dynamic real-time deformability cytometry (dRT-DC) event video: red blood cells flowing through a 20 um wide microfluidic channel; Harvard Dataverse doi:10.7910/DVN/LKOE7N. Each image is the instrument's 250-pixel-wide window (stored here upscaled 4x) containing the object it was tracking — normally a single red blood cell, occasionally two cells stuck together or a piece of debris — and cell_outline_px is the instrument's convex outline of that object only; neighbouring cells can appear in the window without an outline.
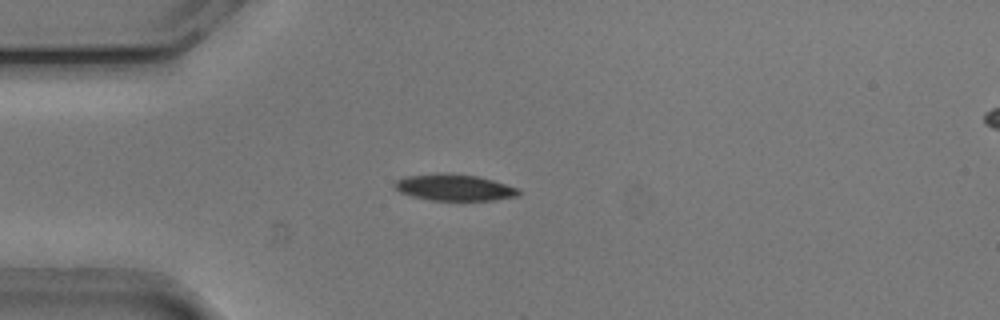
{"species": "common noctule bat (a hibernating species)", "species_latin": "Nyctalus noctula", "temperature_condition": "cold", "stored_images_in_passage": 3, "camera_frame_rate_fps": 3000, "um_per_image_px": 0.085, "animal": {"sex": "male", "body_mass_g": 20.5, "forearm_length_mm": 52.5}, "frame": {"image": 1, "passage_image": 1, "time_ms": 0.0, "image_size_px": [1000, 320], "cell_outline_px": [[520, 196], [492, 200], [432, 200], [412, 196], [400, 192], [396, 188], [396, 180], [404, 176], [444, 172], [448, 172], [480, 176], [520, 188]], "centroid_in_image_um": [38.67, 15.92], "position_along_channel_um": 46.3, "area_um2": 19.31}}